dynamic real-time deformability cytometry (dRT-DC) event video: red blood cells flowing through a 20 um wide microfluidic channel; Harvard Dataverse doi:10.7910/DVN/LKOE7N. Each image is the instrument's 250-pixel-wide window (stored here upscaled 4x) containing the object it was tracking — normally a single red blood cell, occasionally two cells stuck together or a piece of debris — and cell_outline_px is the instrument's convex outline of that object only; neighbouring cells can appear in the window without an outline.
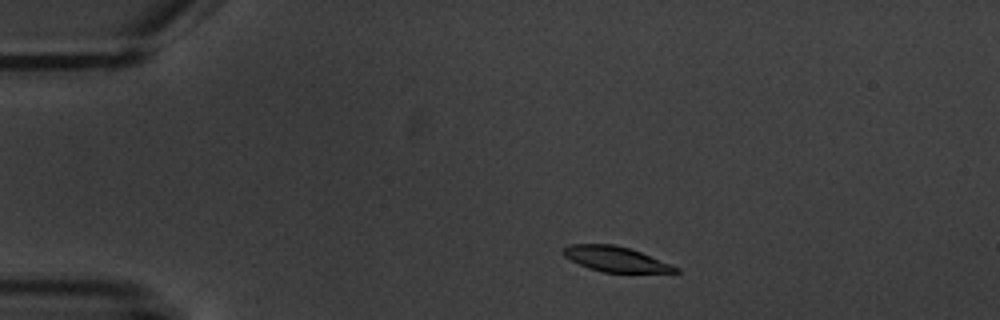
{"species": "common noctule bat (a hibernating species)", "species_latin": "Nyctalus noctula", "temperature_condition": "warm", "stored_images_in_passage": 3, "camera_frame_rate_fps": 3000, "um_per_image_px": 0.085, "animal": {"sex": "male", "body_mass_g": 20.1, "forearm_length_mm": 53.5}, "frame": {"image": 1, "passage_image": 2, "time_ms": 1.333, "image_size_px": [1000, 320], "cell_outline_px": [[680, 272], [604, 272], [588, 268], [564, 256], [560, 252], [564, 248], [572, 244], [616, 244], [640, 252], [680, 268]], "centroid_in_image_um": [52.3, 22.01], "position_along_channel_um": 32.7, "area_um2": 16.18}}